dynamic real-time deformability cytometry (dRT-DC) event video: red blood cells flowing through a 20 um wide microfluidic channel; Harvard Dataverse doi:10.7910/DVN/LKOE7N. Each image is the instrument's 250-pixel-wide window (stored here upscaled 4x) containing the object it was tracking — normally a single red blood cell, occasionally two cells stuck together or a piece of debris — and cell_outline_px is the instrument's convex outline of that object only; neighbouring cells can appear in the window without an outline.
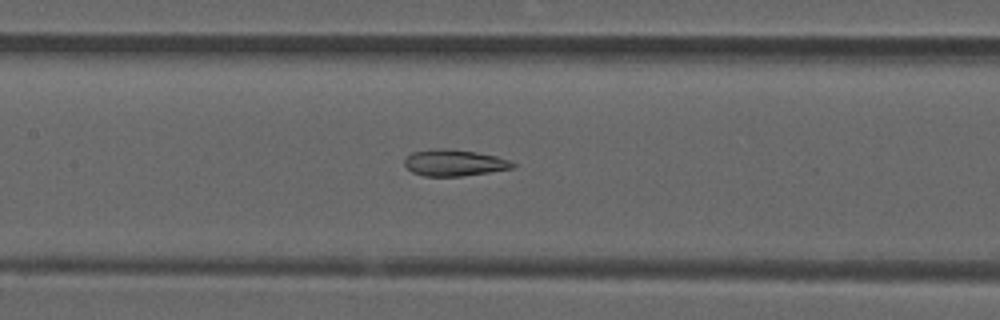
{"species": "common noctule bat (a hibernating species)", "species_latin": "Nyctalus noctula", "temperature_condition": "room temperature", "stored_images_in_passage": 42, "camera_frame_rate_fps": 3000, "um_per_image_px": 0.085, "animal": {"sex": "male", "forearm_length_mm": 52.5}, "frame": {"image": 1, "passage_image": 14, "time_ms": 4.333, "image_size_px": [1000, 320], "cell_outline_px": [[516, 164], [512, 168], [488, 172], [460, 176], [424, 176], [412, 172], [404, 164], [404, 160], [412, 152], [436, 148], [448, 148], [476, 152], [496, 156], [508, 160]], "centroid_in_image_um": [38.58, 13.83], "position_along_channel_um": 168.8, "area_um2": 16.53}}
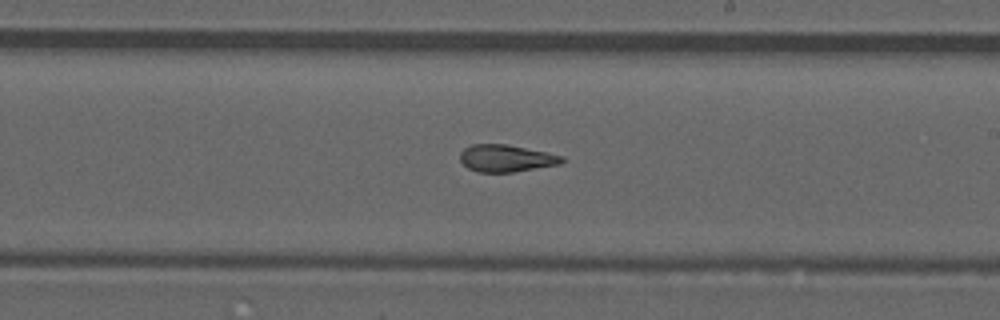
{"frame": {"image": 2, "passage_image": 20, "time_ms": 6.333, "image_size_px": [1000, 320], "cell_outline_px": [[564, 160], [560, 164], [512, 172], [476, 172], [468, 168], [460, 160], [460, 152], [464, 148], [472, 144], [508, 144], [564, 156]], "centroid_in_image_um": [43.0, 13.45], "position_along_channel_um": 246.0, "area_um2": 16.07}}
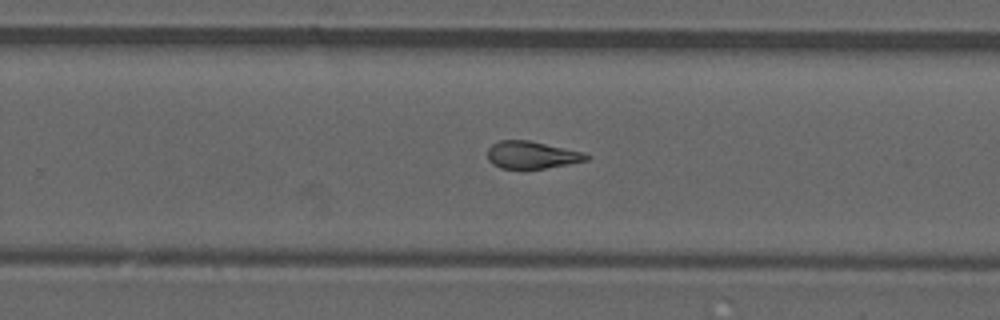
{"frame": {"image": 3, "passage_image": 23, "time_ms": 7.333, "image_size_px": [1000, 320], "cell_outline_px": [[592, 156], [588, 160], [568, 164], [544, 168], [500, 168], [492, 164], [488, 160], [488, 148], [492, 144], [500, 140], [528, 140], [584, 152]], "centroid_in_image_um": [45.21, 13.16], "position_along_channel_um": 284.6, "area_um2": 15.72}, "authors_computed_cell_mechanics": {"area_um2": 16.5886, "velocity_mm_per_s": 3.8869, "shape_relaxation_time_tau1_ms": null, "shape_relaxation_time_tau2_ms": 2.824, "deformation_change_tau1": null, "deformation_change_tau2": 0.1072}}